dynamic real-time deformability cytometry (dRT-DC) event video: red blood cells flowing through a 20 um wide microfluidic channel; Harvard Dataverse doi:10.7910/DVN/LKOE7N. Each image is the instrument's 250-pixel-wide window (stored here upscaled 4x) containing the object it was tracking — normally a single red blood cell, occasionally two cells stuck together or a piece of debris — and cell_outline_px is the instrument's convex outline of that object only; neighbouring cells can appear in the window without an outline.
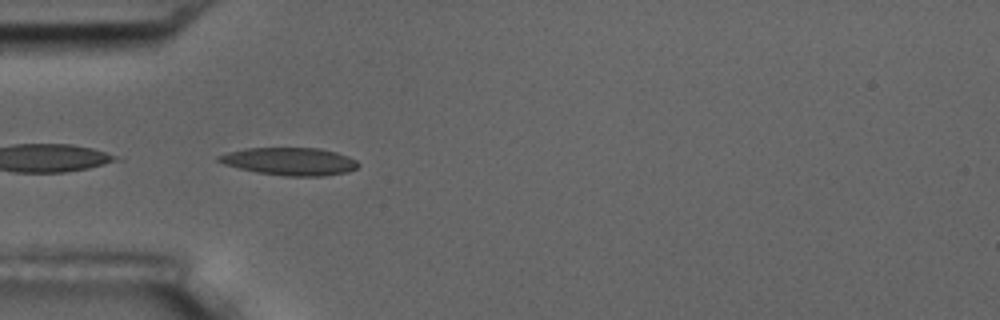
{"species": "common noctule bat (a hibernating species)", "species_latin": "Nyctalus noctula", "temperature_condition": "room temperature", "stored_images_in_passage": 15, "camera_frame_rate_fps": 3000, "um_per_image_px": 0.085, "animal": {"sex": "male", "body_mass_g": 17.5, "forearm_length_mm": 52.3}, "frame": {"image": 1, "passage_image": 5, "time_ms": 1.333, "image_size_px": [1000, 320], "cell_outline_px": [[360, 164], [356, 168], [348, 172], [324, 176], [284, 176], [260, 172], [240, 168], [224, 164], [216, 160], [216, 156], [228, 152], [244, 148], [320, 148], [336, 152], [348, 156], [356, 160]], "centroid_in_image_um": [24.65, 13.71], "position_along_channel_um": 60.4, "area_um2": 22.48}}
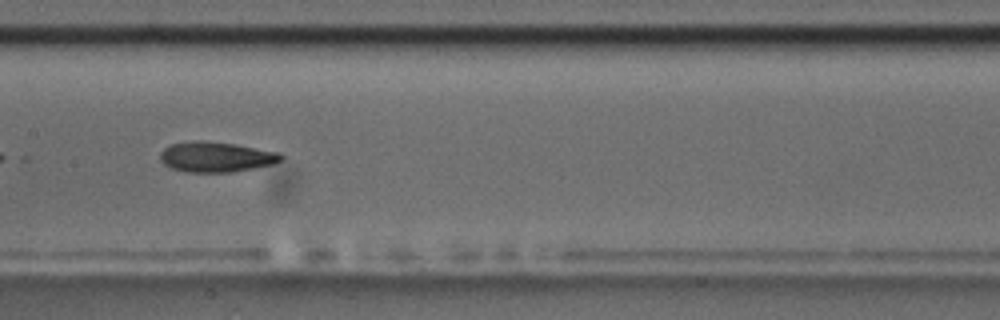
{"frame": {"image": 2, "passage_image": 8, "time_ms": 2.333, "image_size_px": [1000, 320], "cell_outline_px": [[284, 156], [280, 160], [272, 164], [232, 172], [184, 172], [172, 168], [164, 164], [160, 160], [160, 152], [164, 148], [172, 144], [192, 140], [200, 140], [232, 144], [280, 152]], "centroid_in_image_um": [18.33, 13.34], "position_along_channel_um": 189.1, "area_um2": 21.15}}
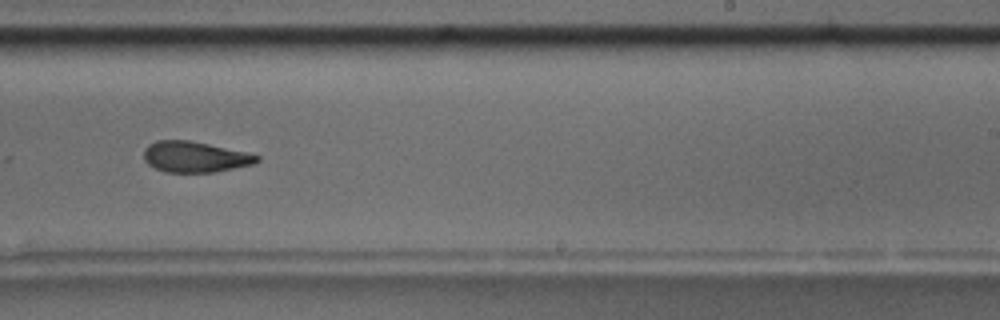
{"frame": {"image": 3, "passage_image": 10, "time_ms": 3.0, "image_size_px": [1000, 320], "cell_outline_px": [[260, 160], [252, 164], [216, 172], [168, 172], [156, 168], [148, 164], [144, 160], [144, 148], [148, 144], [156, 140], [188, 140], [208, 144], [244, 152], [260, 156]], "centroid_in_image_um": [16.53, 13.33], "position_along_channel_um": 272.5, "area_um2": 20.11}}